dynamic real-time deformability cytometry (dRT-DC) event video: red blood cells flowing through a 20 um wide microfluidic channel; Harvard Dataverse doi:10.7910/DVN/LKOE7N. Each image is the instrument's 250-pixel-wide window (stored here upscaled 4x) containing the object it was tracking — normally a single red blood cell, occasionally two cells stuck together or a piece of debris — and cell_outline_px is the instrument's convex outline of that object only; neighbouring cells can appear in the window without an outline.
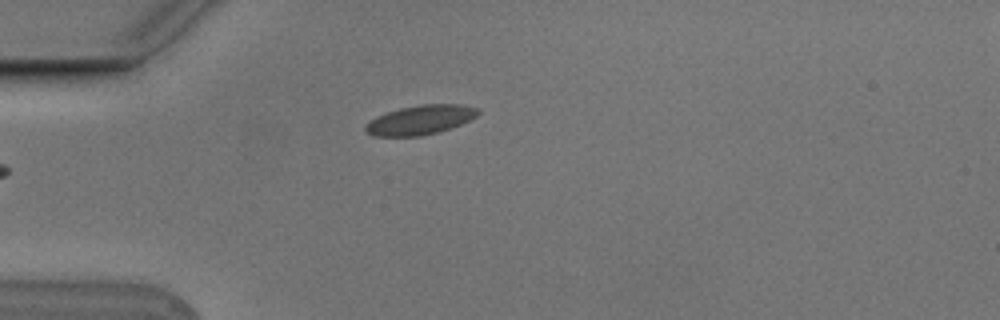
{"species": "Egyptian fruit bat (a non-hibernating species)", "species_latin": "Rousettus aegyptiacus", "temperature_condition": "cold", "stored_images_in_passage": 1, "camera_frame_rate_fps": 3000, "um_per_image_px": 0.085, "animal": {"sex": "male"}, "frame": {"image": 1, "passage_image": 1, "time_ms": 0.0, "image_size_px": [1000, 320], "cell_outline_px": [[480, 112], [476, 116], [460, 124], [440, 132], [420, 136], [372, 136], [364, 128], [364, 124], [376, 116], [400, 108], [420, 104], [460, 104], [480, 108]], "centroid_in_image_um": [35.72, 10.19], "position_along_channel_um": 49.3, "area_um2": 19.31}}